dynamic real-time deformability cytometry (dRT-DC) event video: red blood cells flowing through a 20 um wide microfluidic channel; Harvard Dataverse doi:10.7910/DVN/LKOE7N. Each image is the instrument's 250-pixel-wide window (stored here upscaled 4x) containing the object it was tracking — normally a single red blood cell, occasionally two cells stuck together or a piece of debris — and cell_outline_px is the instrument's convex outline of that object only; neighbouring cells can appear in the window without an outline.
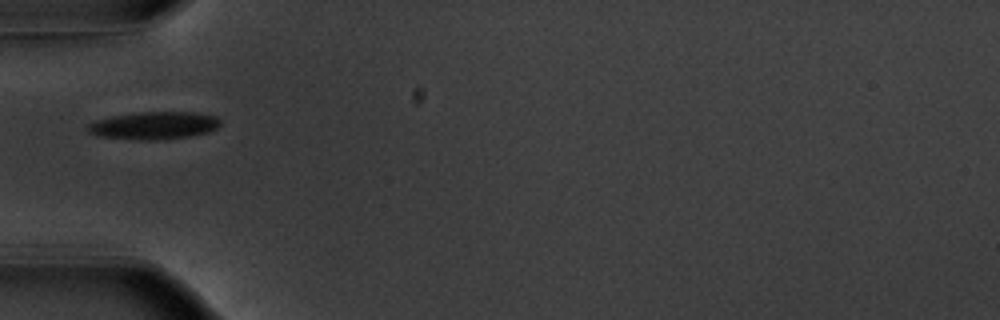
{"species": "common noctule bat (a hibernating species)", "species_latin": "Nyctalus noctula", "temperature_condition": "warm", "stored_images_in_passage": 22, "camera_frame_rate_fps": 3000, "um_per_image_px": 0.085, "animal": {"sex": "male", "body_mass_g": 20.1, "forearm_length_mm": 53.5}, "frame": {"image": 1, "passage_image": 1, "time_ms": 0.0, "image_size_px": [1000, 320], "cell_outline_px": [[220, 124], [216, 128], [208, 132], [188, 136], [156, 140], [136, 140], [96, 136], [88, 132], [88, 124], [96, 120], [112, 116], [140, 112], [200, 112], [216, 116], [220, 120]], "centroid_in_image_um": [13.08, 10.66], "position_along_channel_um": 71.9, "area_um2": 21.39}}